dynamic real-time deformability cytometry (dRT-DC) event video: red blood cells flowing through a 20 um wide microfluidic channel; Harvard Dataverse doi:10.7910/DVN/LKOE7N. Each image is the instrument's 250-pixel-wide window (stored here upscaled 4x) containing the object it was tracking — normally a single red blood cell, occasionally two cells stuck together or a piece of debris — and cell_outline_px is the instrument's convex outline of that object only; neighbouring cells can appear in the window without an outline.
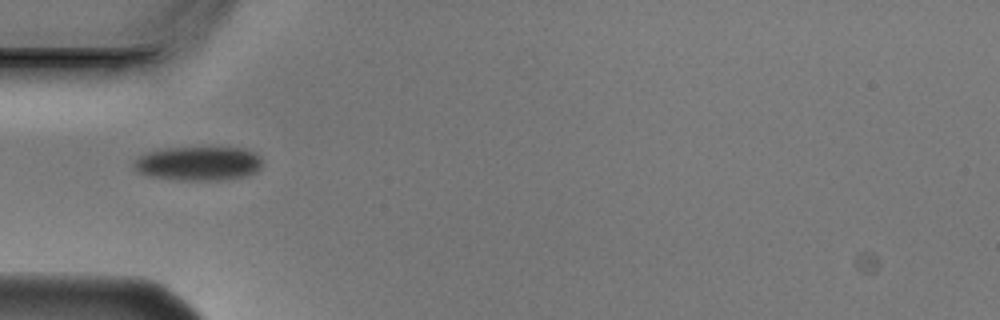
{"species": "Egyptian fruit bat (a non-hibernating species)", "species_latin": "Rousettus aegyptiacus", "temperature_condition": "cold", "stored_images_in_passage": 7, "camera_frame_rate_fps": 3000, "um_per_image_px": 0.085, "animal": {"sex": "male"}, "frame": {"image": 1, "passage_image": 5, "time_ms": 1.333, "image_size_px": [1000, 320], "cell_outline_px": [[260, 168], [256, 172], [244, 176], [220, 180], [176, 180], [148, 176], [136, 172], [132, 168], [132, 160], [148, 152], [164, 148], [244, 148], [256, 152], [260, 156]], "centroid_in_image_um": [16.81, 13.9], "position_along_channel_um": 68.2, "area_um2": 25.72}}
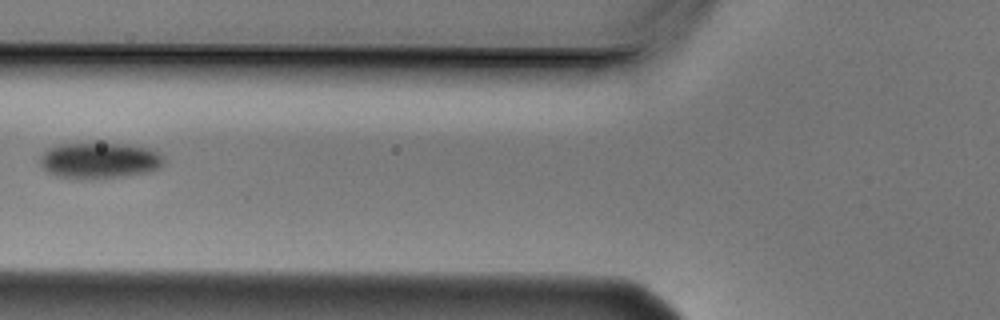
{"frame": {"image": 2, "passage_image": 6, "time_ms": 1.667, "image_size_px": [1000, 320], "cell_outline_px": [[164, 164], [160, 168], [148, 172], [124, 176], [92, 180], [72, 180], [56, 176], [48, 172], [40, 164], [40, 156], [48, 148], [60, 144], [128, 144], [148, 148], [160, 152], [164, 156]], "centroid_in_image_um": [8.46, 13.67], "position_along_channel_um": 117.3, "area_um2": 26.47}}
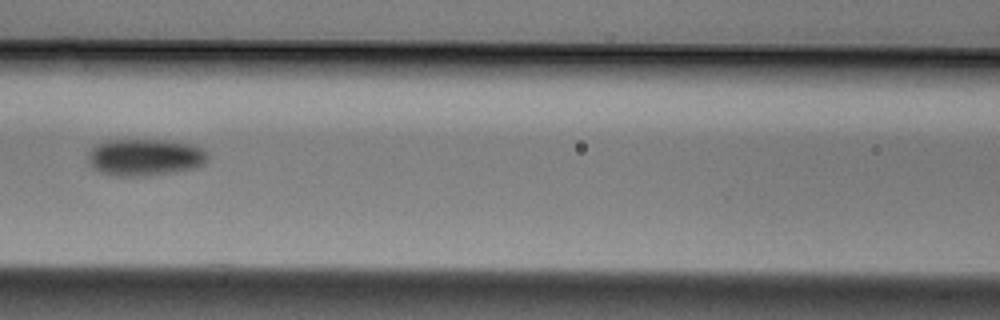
{"frame": {"image": 3, "passage_image": 7, "time_ms": 2.0, "image_size_px": [1000, 320], "cell_outline_px": [[208, 160], [204, 164], [196, 168], [176, 172], [148, 176], [112, 176], [100, 172], [92, 168], [88, 160], [88, 152], [92, 148], [108, 140], [172, 140], [196, 144], [204, 148], [208, 152]], "centroid_in_image_um": [12.39, 13.37], "position_along_channel_um": 154.2, "area_um2": 26.36}}